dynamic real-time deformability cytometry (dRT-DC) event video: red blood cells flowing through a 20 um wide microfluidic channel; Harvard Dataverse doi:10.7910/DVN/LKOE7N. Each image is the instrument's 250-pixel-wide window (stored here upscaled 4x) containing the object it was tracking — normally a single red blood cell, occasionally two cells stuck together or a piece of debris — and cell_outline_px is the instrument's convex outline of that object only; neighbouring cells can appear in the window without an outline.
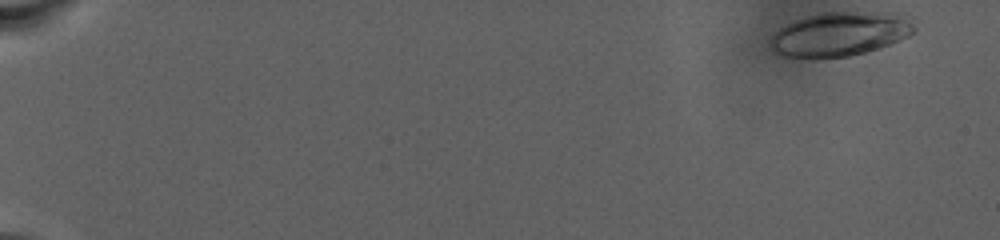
{"species": "human", "species_latin": "Homo sapiens", "temperature_condition": "warm", "stored_images_in_passage": 87, "camera_frame_rate_fps": 3000, "um_per_image_px": 0.085, "donor": {"sex": "male"}, "frame": {"image": 1, "passage_image": 1, "time_ms": 0.0, "image_size_px": [1000, 240], "cell_outline_px": [[920, 20], [916, 32], [908, 36], [888, 44], [864, 52], [848, 56], [816, 60], [808, 60], [780, 56], [772, 52], [768, 44], [772, 36], [780, 28], [796, 20], [808, 16], [824, 12], [904, 12]], "centroid_in_image_um": [71.47, 2.9], "position_along_channel_um": 13.5, "area_um2": 38.44}}
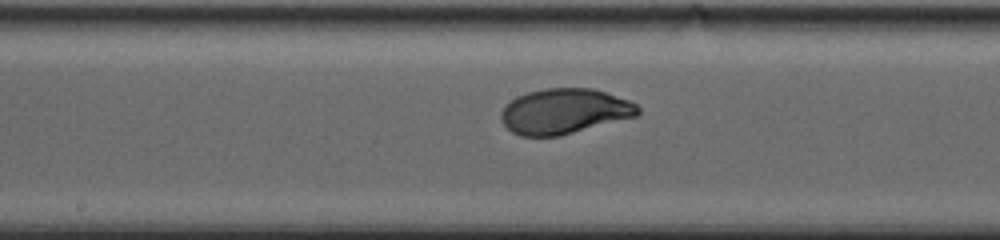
{"frame": {"image": 2, "passage_image": 49, "time_ms": 16.0, "image_size_px": [1000, 240], "cell_outline_px": [[640, 112], [636, 116], [560, 136], [520, 136], [512, 132], [500, 120], [500, 112], [516, 96], [528, 92], [544, 88], [592, 88], [608, 92], [628, 100], [636, 104], [640, 108]], "centroid_in_image_um": [47.97, 9.45], "position_along_channel_um": 200.2, "area_um2": 36.13}}
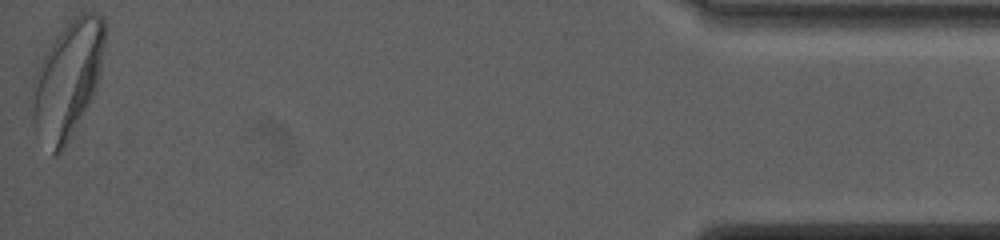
{"frame": {"image": 3, "passage_image": 87, "time_ms": 28.667, "image_size_px": [1000, 240], "cell_outline_px": [[104, 44], [100, 68], [96, 88], [88, 104], [64, 148], [56, 156], [52, 156], [36, 136], [32, 120], [32, 88], [36, 72], [44, 52], [72, 16], [80, 12], [96, 12], [104, 16]], "centroid_in_image_um": [5.71, 6.77], "position_along_channel_um": 429.5, "area_um2": 49.36}, "authors_computed_cell_mechanics": {"area_um2": 36.2406, "velocity_mm_per_s": 2.3984, "shape_relaxation_time_tau1_ms": 4.4986, "shape_relaxation_time_tau2_ms": null, "deformation_change_tau1": 0.1841, "deformation_change_tau2": null}}